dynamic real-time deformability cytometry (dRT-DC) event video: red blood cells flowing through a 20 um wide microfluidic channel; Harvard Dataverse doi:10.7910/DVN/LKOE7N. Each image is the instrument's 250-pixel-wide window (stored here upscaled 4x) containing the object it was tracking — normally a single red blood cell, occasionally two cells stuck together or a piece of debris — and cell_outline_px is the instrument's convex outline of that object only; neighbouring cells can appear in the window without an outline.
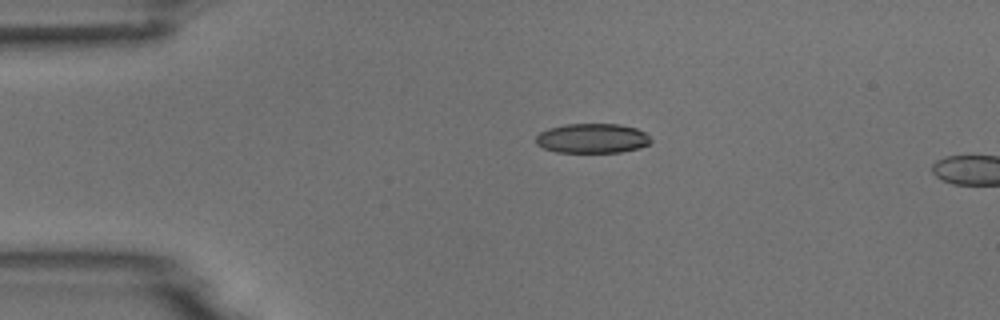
{"species": "common noctule bat (a hibernating species)", "species_latin": "Nyctalus noctula", "temperature_condition": "room temperature", "stored_images_in_passage": 5, "camera_frame_rate_fps": 3000, "um_per_image_px": 0.085, "animal": {"sex": "male", "body_mass_g": 18.8}, "frame": {"image": 1, "passage_image": 5, "time_ms": 5.333, "image_size_px": [1000, 320], "cell_outline_px": [[652, 140], [648, 144], [640, 148], [620, 152], [556, 152], [544, 148], [536, 144], [536, 136], [540, 132], [548, 128], [564, 124], [620, 124], [636, 128], [644, 132]], "centroid_in_image_um": [50.33, 11.75], "position_along_channel_um": 34.7, "area_um2": 19.88}}